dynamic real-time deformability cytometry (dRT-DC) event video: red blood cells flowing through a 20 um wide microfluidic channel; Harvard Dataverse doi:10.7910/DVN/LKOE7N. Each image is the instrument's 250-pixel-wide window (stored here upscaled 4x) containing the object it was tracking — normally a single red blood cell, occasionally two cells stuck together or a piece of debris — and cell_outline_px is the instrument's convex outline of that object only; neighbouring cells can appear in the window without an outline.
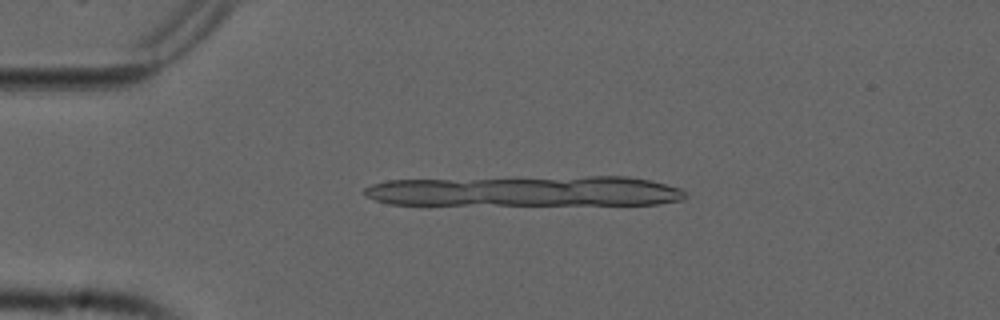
{"species": "common noctule bat (a hibernating species)", "species_latin": "Nyctalus noctula", "temperature_condition": "cold", "stored_images_in_passage": 3, "camera_frame_rate_fps": 3000, "um_per_image_px": 0.085, "animal": {"sex": "male", "forearm_length_mm": 52.5}, "frame": {"image": 1, "passage_image": 1, "time_ms": 0.0, "image_size_px": [1000, 320], "cell_outline_px": [[672, 200], [648, 204], [508, 204], [488, 200], [492, 180], [644, 180], [660, 184], [672, 188]], "centroid_in_image_um": [49.19, 16.33], "position_along_channel_um": 35.8, "area_um2": 30.23}}